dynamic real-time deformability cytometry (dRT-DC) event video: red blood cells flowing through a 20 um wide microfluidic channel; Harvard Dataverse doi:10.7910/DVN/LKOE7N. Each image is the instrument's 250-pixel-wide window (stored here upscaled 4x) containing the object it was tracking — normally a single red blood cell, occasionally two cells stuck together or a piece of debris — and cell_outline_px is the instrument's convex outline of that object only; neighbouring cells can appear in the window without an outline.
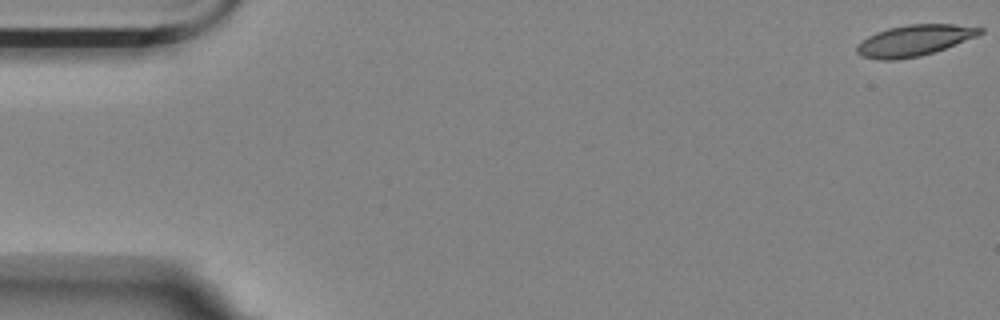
{"species": "Egyptian fruit bat (a non-hibernating species)", "species_latin": "Rousettus aegyptiacus", "temperature_condition": "room temperature", "stored_images_in_passage": 57, "camera_frame_rate_fps": 3000, "um_per_image_px": 0.085, "animal": {"sex": "female"}, "frame": {"image": 1, "passage_image": 1, "time_ms": 0.0, "image_size_px": [1000, 320], "cell_outline_px": [[984, 32], [976, 36], [944, 48], [920, 56], [896, 60], [880, 60], [860, 56], [856, 52], [856, 44], [868, 36], [876, 32], [888, 28], [908, 24], [956, 24], [984, 28]], "centroid_in_image_um": [77.66, 3.44], "position_along_channel_um": 7.3, "area_um2": 22.25}}
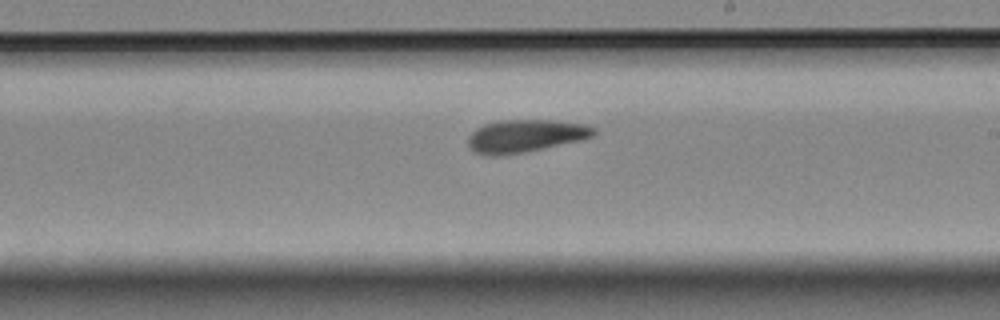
{"frame": {"image": 2, "passage_image": 33, "time_ms": 10.667, "image_size_px": [1000, 320], "cell_outline_px": [[596, 132], [592, 136], [584, 140], [524, 152], [500, 156], [484, 156], [472, 152], [468, 148], [468, 136], [476, 128], [484, 124], [500, 120], [556, 120], [584, 124], [596, 128]], "centroid_in_image_um": [44.62, 11.57], "position_along_channel_um": 244.4, "area_um2": 24.39}}
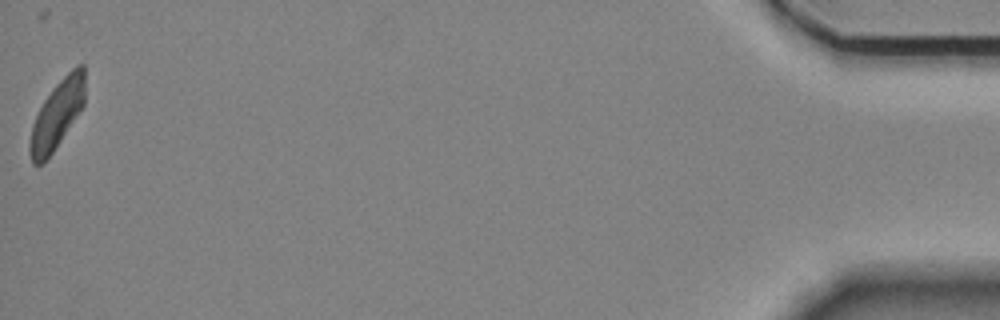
{"frame": {"image": 3, "passage_image": 57, "time_ms": 18.667, "image_size_px": [1000, 320], "cell_outline_px": [[84, 104], [80, 112], [52, 152], [40, 164], [32, 164], [28, 148], [28, 144], [32, 124], [44, 100], [52, 88], [76, 64], [84, 64]], "centroid_in_image_um": [4.84, 9.72], "position_along_channel_um": 430.4, "area_um2": 21.62}, "authors_computed_cell_mechanics": {"area_um2": 23.0044, "velocity_mm_per_s": 3.5201, "shape_relaxation_time_tau1_ms": null, "shape_relaxation_time_tau2_ms": 4.6156, "deformation_change_tau1": null, "deformation_change_tau2": 0.112}}